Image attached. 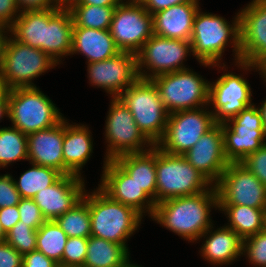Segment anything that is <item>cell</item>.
I'll list each match as a JSON object with an SVG mask.
<instances>
[{
    "instance_id": "1",
    "label": "cell",
    "mask_w": 266,
    "mask_h": 267,
    "mask_svg": "<svg viewBox=\"0 0 266 267\" xmlns=\"http://www.w3.org/2000/svg\"><path fill=\"white\" fill-rule=\"evenodd\" d=\"M218 209L215 185L208 190L190 196L168 199L157 203L152 220L188 242H197L214 224L211 208Z\"/></svg>"
},
{
    "instance_id": "2",
    "label": "cell",
    "mask_w": 266,
    "mask_h": 267,
    "mask_svg": "<svg viewBox=\"0 0 266 267\" xmlns=\"http://www.w3.org/2000/svg\"><path fill=\"white\" fill-rule=\"evenodd\" d=\"M232 24L224 17L202 12L199 8L194 21L191 34L192 55L204 67H218L222 70L225 64H221L222 54L230 43L234 49L235 63L241 61L240 51V17L239 13L232 20ZM221 64V65H220Z\"/></svg>"
},
{
    "instance_id": "3",
    "label": "cell",
    "mask_w": 266,
    "mask_h": 267,
    "mask_svg": "<svg viewBox=\"0 0 266 267\" xmlns=\"http://www.w3.org/2000/svg\"><path fill=\"white\" fill-rule=\"evenodd\" d=\"M87 191L83 199L89 205L91 236L127 245V239L139 229L143 216L134 208L112 200L99 187L91 194Z\"/></svg>"
},
{
    "instance_id": "4",
    "label": "cell",
    "mask_w": 266,
    "mask_h": 267,
    "mask_svg": "<svg viewBox=\"0 0 266 267\" xmlns=\"http://www.w3.org/2000/svg\"><path fill=\"white\" fill-rule=\"evenodd\" d=\"M8 36L4 44L0 68V84L8 90L36 87L32 82L33 79L59 65L44 51Z\"/></svg>"
},
{
    "instance_id": "5",
    "label": "cell",
    "mask_w": 266,
    "mask_h": 267,
    "mask_svg": "<svg viewBox=\"0 0 266 267\" xmlns=\"http://www.w3.org/2000/svg\"><path fill=\"white\" fill-rule=\"evenodd\" d=\"M212 184L183 155H172L156 146V204L195 195Z\"/></svg>"
},
{
    "instance_id": "6",
    "label": "cell",
    "mask_w": 266,
    "mask_h": 267,
    "mask_svg": "<svg viewBox=\"0 0 266 267\" xmlns=\"http://www.w3.org/2000/svg\"><path fill=\"white\" fill-rule=\"evenodd\" d=\"M8 112L12 126L26 135L51 128L64 118L37 86L9 90Z\"/></svg>"
},
{
    "instance_id": "7",
    "label": "cell",
    "mask_w": 266,
    "mask_h": 267,
    "mask_svg": "<svg viewBox=\"0 0 266 267\" xmlns=\"http://www.w3.org/2000/svg\"><path fill=\"white\" fill-rule=\"evenodd\" d=\"M118 98L129 109L143 135L156 145L164 136L168 113L154 82L139 78Z\"/></svg>"
},
{
    "instance_id": "8",
    "label": "cell",
    "mask_w": 266,
    "mask_h": 267,
    "mask_svg": "<svg viewBox=\"0 0 266 267\" xmlns=\"http://www.w3.org/2000/svg\"><path fill=\"white\" fill-rule=\"evenodd\" d=\"M167 113L198 109L209 105V83L187 68L152 79Z\"/></svg>"
},
{
    "instance_id": "9",
    "label": "cell",
    "mask_w": 266,
    "mask_h": 267,
    "mask_svg": "<svg viewBox=\"0 0 266 267\" xmlns=\"http://www.w3.org/2000/svg\"><path fill=\"white\" fill-rule=\"evenodd\" d=\"M207 109L204 106L168 114L164 136L156 146L168 154L184 155L216 125L213 113Z\"/></svg>"
},
{
    "instance_id": "10",
    "label": "cell",
    "mask_w": 266,
    "mask_h": 267,
    "mask_svg": "<svg viewBox=\"0 0 266 267\" xmlns=\"http://www.w3.org/2000/svg\"><path fill=\"white\" fill-rule=\"evenodd\" d=\"M110 108L105 123L107 151L104 161L114 160L127 153H140L154 145L139 130L133 115L118 98L110 100Z\"/></svg>"
},
{
    "instance_id": "11",
    "label": "cell",
    "mask_w": 266,
    "mask_h": 267,
    "mask_svg": "<svg viewBox=\"0 0 266 267\" xmlns=\"http://www.w3.org/2000/svg\"><path fill=\"white\" fill-rule=\"evenodd\" d=\"M241 61L244 71H259L266 65V0H252L239 12Z\"/></svg>"
},
{
    "instance_id": "12",
    "label": "cell",
    "mask_w": 266,
    "mask_h": 267,
    "mask_svg": "<svg viewBox=\"0 0 266 267\" xmlns=\"http://www.w3.org/2000/svg\"><path fill=\"white\" fill-rule=\"evenodd\" d=\"M224 152L229 162H241L247 155L266 144L261 113L254 104L221 124Z\"/></svg>"
},
{
    "instance_id": "13",
    "label": "cell",
    "mask_w": 266,
    "mask_h": 267,
    "mask_svg": "<svg viewBox=\"0 0 266 267\" xmlns=\"http://www.w3.org/2000/svg\"><path fill=\"white\" fill-rule=\"evenodd\" d=\"M191 52L190 41L153 34L136 54L139 78L152 80L161 74L187 69L183 60Z\"/></svg>"
},
{
    "instance_id": "14",
    "label": "cell",
    "mask_w": 266,
    "mask_h": 267,
    "mask_svg": "<svg viewBox=\"0 0 266 267\" xmlns=\"http://www.w3.org/2000/svg\"><path fill=\"white\" fill-rule=\"evenodd\" d=\"M121 52L137 54L153 35V16L138 0L116 6L109 29Z\"/></svg>"
},
{
    "instance_id": "15",
    "label": "cell",
    "mask_w": 266,
    "mask_h": 267,
    "mask_svg": "<svg viewBox=\"0 0 266 267\" xmlns=\"http://www.w3.org/2000/svg\"><path fill=\"white\" fill-rule=\"evenodd\" d=\"M218 205L266 208V186L240 162H230L215 184Z\"/></svg>"
},
{
    "instance_id": "16",
    "label": "cell",
    "mask_w": 266,
    "mask_h": 267,
    "mask_svg": "<svg viewBox=\"0 0 266 267\" xmlns=\"http://www.w3.org/2000/svg\"><path fill=\"white\" fill-rule=\"evenodd\" d=\"M233 72H223L215 82L209 83V107L214 109L213 119L222 124L232 119L252 103V91L247 79Z\"/></svg>"
},
{
    "instance_id": "17",
    "label": "cell",
    "mask_w": 266,
    "mask_h": 267,
    "mask_svg": "<svg viewBox=\"0 0 266 267\" xmlns=\"http://www.w3.org/2000/svg\"><path fill=\"white\" fill-rule=\"evenodd\" d=\"M87 64L91 86L104 89L112 98L118 97L139 79L137 55L133 53L120 52L104 61Z\"/></svg>"
},
{
    "instance_id": "18",
    "label": "cell",
    "mask_w": 266,
    "mask_h": 267,
    "mask_svg": "<svg viewBox=\"0 0 266 267\" xmlns=\"http://www.w3.org/2000/svg\"><path fill=\"white\" fill-rule=\"evenodd\" d=\"M98 186L112 200L134 208L142 216L151 218L156 203L114 160L104 161Z\"/></svg>"
},
{
    "instance_id": "19",
    "label": "cell",
    "mask_w": 266,
    "mask_h": 267,
    "mask_svg": "<svg viewBox=\"0 0 266 267\" xmlns=\"http://www.w3.org/2000/svg\"><path fill=\"white\" fill-rule=\"evenodd\" d=\"M212 185L230 163L224 152V135L221 124L201 136L199 141L183 155Z\"/></svg>"
},
{
    "instance_id": "20",
    "label": "cell",
    "mask_w": 266,
    "mask_h": 267,
    "mask_svg": "<svg viewBox=\"0 0 266 267\" xmlns=\"http://www.w3.org/2000/svg\"><path fill=\"white\" fill-rule=\"evenodd\" d=\"M84 181L76 175H62L32 198L46 221L55 220L83 199L86 191Z\"/></svg>"
},
{
    "instance_id": "21",
    "label": "cell",
    "mask_w": 266,
    "mask_h": 267,
    "mask_svg": "<svg viewBox=\"0 0 266 267\" xmlns=\"http://www.w3.org/2000/svg\"><path fill=\"white\" fill-rule=\"evenodd\" d=\"M64 118L55 126L27 135L30 164L51 167L64 175Z\"/></svg>"
},
{
    "instance_id": "22",
    "label": "cell",
    "mask_w": 266,
    "mask_h": 267,
    "mask_svg": "<svg viewBox=\"0 0 266 267\" xmlns=\"http://www.w3.org/2000/svg\"><path fill=\"white\" fill-rule=\"evenodd\" d=\"M73 19L66 6L45 9V53L56 63L71 54Z\"/></svg>"
},
{
    "instance_id": "23",
    "label": "cell",
    "mask_w": 266,
    "mask_h": 267,
    "mask_svg": "<svg viewBox=\"0 0 266 267\" xmlns=\"http://www.w3.org/2000/svg\"><path fill=\"white\" fill-rule=\"evenodd\" d=\"M199 3V1L184 2L154 13L153 34L190 41L193 21L200 8Z\"/></svg>"
},
{
    "instance_id": "24",
    "label": "cell",
    "mask_w": 266,
    "mask_h": 267,
    "mask_svg": "<svg viewBox=\"0 0 266 267\" xmlns=\"http://www.w3.org/2000/svg\"><path fill=\"white\" fill-rule=\"evenodd\" d=\"M73 124L68 123L67 119L64 118V175L81 177L83 166L92 156L93 141L87 125Z\"/></svg>"
},
{
    "instance_id": "25",
    "label": "cell",
    "mask_w": 266,
    "mask_h": 267,
    "mask_svg": "<svg viewBox=\"0 0 266 267\" xmlns=\"http://www.w3.org/2000/svg\"><path fill=\"white\" fill-rule=\"evenodd\" d=\"M211 226L203 235L205 238L201 246V257L213 265H228L238 261L242 255L243 240L231 228L220 226L212 231ZM207 236V237H206ZM238 258V259H237Z\"/></svg>"
},
{
    "instance_id": "26",
    "label": "cell",
    "mask_w": 266,
    "mask_h": 267,
    "mask_svg": "<svg viewBox=\"0 0 266 267\" xmlns=\"http://www.w3.org/2000/svg\"><path fill=\"white\" fill-rule=\"evenodd\" d=\"M109 30L74 26L71 54H83L87 63L104 61L119 54Z\"/></svg>"
},
{
    "instance_id": "27",
    "label": "cell",
    "mask_w": 266,
    "mask_h": 267,
    "mask_svg": "<svg viewBox=\"0 0 266 267\" xmlns=\"http://www.w3.org/2000/svg\"><path fill=\"white\" fill-rule=\"evenodd\" d=\"M114 161L156 203V145L145 152L120 155Z\"/></svg>"
},
{
    "instance_id": "28",
    "label": "cell",
    "mask_w": 266,
    "mask_h": 267,
    "mask_svg": "<svg viewBox=\"0 0 266 267\" xmlns=\"http://www.w3.org/2000/svg\"><path fill=\"white\" fill-rule=\"evenodd\" d=\"M129 253L128 245L90 236L83 267H127L132 262Z\"/></svg>"
},
{
    "instance_id": "29",
    "label": "cell",
    "mask_w": 266,
    "mask_h": 267,
    "mask_svg": "<svg viewBox=\"0 0 266 267\" xmlns=\"http://www.w3.org/2000/svg\"><path fill=\"white\" fill-rule=\"evenodd\" d=\"M228 219L225 225L242 239H246L265 229L266 208H252L245 205H218Z\"/></svg>"
},
{
    "instance_id": "30",
    "label": "cell",
    "mask_w": 266,
    "mask_h": 267,
    "mask_svg": "<svg viewBox=\"0 0 266 267\" xmlns=\"http://www.w3.org/2000/svg\"><path fill=\"white\" fill-rule=\"evenodd\" d=\"M8 33L15 40L45 52V9L20 12Z\"/></svg>"
},
{
    "instance_id": "31",
    "label": "cell",
    "mask_w": 266,
    "mask_h": 267,
    "mask_svg": "<svg viewBox=\"0 0 266 267\" xmlns=\"http://www.w3.org/2000/svg\"><path fill=\"white\" fill-rule=\"evenodd\" d=\"M29 168L21 174L19 180L14 179L16 189L21 198H33L39 191L54 184L63 174L58 170L31 164Z\"/></svg>"
},
{
    "instance_id": "32",
    "label": "cell",
    "mask_w": 266,
    "mask_h": 267,
    "mask_svg": "<svg viewBox=\"0 0 266 267\" xmlns=\"http://www.w3.org/2000/svg\"><path fill=\"white\" fill-rule=\"evenodd\" d=\"M68 236L54 221H45L37 229L36 250L62 267V257Z\"/></svg>"
},
{
    "instance_id": "33",
    "label": "cell",
    "mask_w": 266,
    "mask_h": 267,
    "mask_svg": "<svg viewBox=\"0 0 266 267\" xmlns=\"http://www.w3.org/2000/svg\"><path fill=\"white\" fill-rule=\"evenodd\" d=\"M73 25L83 28L109 30L116 6L65 5Z\"/></svg>"
},
{
    "instance_id": "34",
    "label": "cell",
    "mask_w": 266,
    "mask_h": 267,
    "mask_svg": "<svg viewBox=\"0 0 266 267\" xmlns=\"http://www.w3.org/2000/svg\"><path fill=\"white\" fill-rule=\"evenodd\" d=\"M28 161L27 135L17 128H0V168L15 161Z\"/></svg>"
},
{
    "instance_id": "35",
    "label": "cell",
    "mask_w": 266,
    "mask_h": 267,
    "mask_svg": "<svg viewBox=\"0 0 266 267\" xmlns=\"http://www.w3.org/2000/svg\"><path fill=\"white\" fill-rule=\"evenodd\" d=\"M54 221L66 233L68 238H88L91 236L89 205L84 199Z\"/></svg>"
},
{
    "instance_id": "36",
    "label": "cell",
    "mask_w": 266,
    "mask_h": 267,
    "mask_svg": "<svg viewBox=\"0 0 266 267\" xmlns=\"http://www.w3.org/2000/svg\"><path fill=\"white\" fill-rule=\"evenodd\" d=\"M37 230L18 221L7 233L5 241L22 255L36 250Z\"/></svg>"
},
{
    "instance_id": "37",
    "label": "cell",
    "mask_w": 266,
    "mask_h": 267,
    "mask_svg": "<svg viewBox=\"0 0 266 267\" xmlns=\"http://www.w3.org/2000/svg\"><path fill=\"white\" fill-rule=\"evenodd\" d=\"M242 255L255 267H266V229L243 240Z\"/></svg>"
},
{
    "instance_id": "38",
    "label": "cell",
    "mask_w": 266,
    "mask_h": 267,
    "mask_svg": "<svg viewBox=\"0 0 266 267\" xmlns=\"http://www.w3.org/2000/svg\"><path fill=\"white\" fill-rule=\"evenodd\" d=\"M87 244L88 238H68L63 252L62 267H83Z\"/></svg>"
},
{
    "instance_id": "39",
    "label": "cell",
    "mask_w": 266,
    "mask_h": 267,
    "mask_svg": "<svg viewBox=\"0 0 266 267\" xmlns=\"http://www.w3.org/2000/svg\"><path fill=\"white\" fill-rule=\"evenodd\" d=\"M17 208L20 214L19 221L32 229L37 230L46 221L39 206L31 198H21Z\"/></svg>"
},
{
    "instance_id": "40",
    "label": "cell",
    "mask_w": 266,
    "mask_h": 267,
    "mask_svg": "<svg viewBox=\"0 0 266 267\" xmlns=\"http://www.w3.org/2000/svg\"><path fill=\"white\" fill-rule=\"evenodd\" d=\"M240 163L266 186V144L247 155Z\"/></svg>"
},
{
    "instance_id": "41",
    "label": "cell",
    "mask_w": 266,
    "mask_h": 267,
    "mask_svg": "<svg viewBox=\"0 0 266 267\" xmlns=\"http://www.w3.org/2000/svg\"><path fill=\"white\" fill-rule=\"evenodd\" d=\"M21 197L10 174L0 175V208L17 205Z\"/></svg>"
},
{
    "instance_id": "42",
    "label": "cell",
    "mask_w": 266,
    "mask_h": 267,
    "mask_svg": "<svg viewBox=\"0 0 266 267\" xmlns=\"http://www.w3.org/2000/svg\"><path fill=\"white\" fill-rule=\"evenodd\" d=\"M23 255L6 241L0 242V267H22Z\"/></svg>"
},
{
    "instance_id": "43",
    "label": "cell",
    "mask_w": 266,
    "mask_h": 267,
    "mask_svg": "<svg viewBox=\"0 0 266 267\" xmlns=\"http://www.w3.org/2000/svg\"><path fill=\"white\" fill-rule=\"evenodd\" d=\"M19 13L16 0H0V26L9 29Z\"/></svg>"
},
{
    "instance_id": "44",
    "label": "cell",
    "mask_w": 266,
    "mask_h": 267,
    "mask_svg": "<svg viewBox=\"0 0 266 267\" xmlns=\"http://www.w3.org/2000/svg\"><path fill=\"white\" fill-rule=\"evenodd\" d=\"M22 267H60L58 263L48 258L38 250L23 255Z\"/></svg>"
},
{
    "instance_id": "45",
    "label": "cell",
    "mask_w": 266,
    "mask_h": 267,
    "mask_svg": "<svg viewBox=\"0 0 266 267\" xmlns=\"http://www.w3.org/2000/svg\"><path fill=\"white\" fill-rule=\"evenodd\" d=\"M20 12L59 8L56 0H16Z\"/></svg>"
},
{
    "instance_id": "46",
    "label": "cell",
    "mask_w": 266,
    "mask_h": 267,
    "mask_svg": "<svg viewBox=\"0 0 266 267\" xmlns=\"http://www.w3.org/2000/svg\"><path fill=\"white\" fill-rule=\"evenodd\" d=\"M19 218L17 205L0 208V223L5 233L19 221Z\"/></svg>"
},
{
    "instance_id": "47",
    "label": "cell",
    "mask_w": 266,
    "mask_h": 267,
    "mask_svg": "<svg viewBox=\"0 0 266 267\" xmlns=\"http://www.w3.org/2000/svg\"><path fill=\"white\" fill-rule=\"evenodd\" d=\"M138 1L151 15H153L154 13L167 9L168 7H171L173 5L189 1H199V0H138Z\"/></svg>"
},
{
    "instance_id": "48",
    "label": "cell",
    "mask_w": 266,
    "mask_h": 267,
    "mask_svg": "<svg viewBox=\"0 0 266 267\" xmlns=\"http://www.w3.org/2000/svg\"><path fill=\"white\" fill-rule=\"evenodd\" d=\"M123 0H71L66 5L118 6Z\"/></svg>"
},
{
    "instance_id": "49",
    "label": "cell",
    "mask_w": 266,
    "mask_h": 267,
    "mask_svg": "<svg viewBox=\"0 0 266 267\" xmlns=\"http://www.w3.org/2000/svg\"><path fill=\"white\" fill-rule=\"evenodd\" d=\"M8 96L9 90L0 84V120L6 116H9L8 112Z\"/></svg>"
},
{
    "instance_id": "50",
    "label": "cell",
    "mask_w": 266,
    "mask_h": 267,
    "mask_svg": "<svg viewBox=\"0 0 266 267\" xmlns=\"http://www.w3.org/2000/svg\"><path fill=\"white\" fill-rule=\"evenodd\" d=\"M8 34V29L0 26V68L2 63L3 48Z\"/></svg>"
},
{
    "instance_id": "51",
    "label": "cell",
    "mask_w": 266,
    "mask_h": 267,
    "mask_svg": "<svg viewBox=\"0 0 266 267\" xmlns=\"http://www.w3.org/2000/svg\"><path fill=\"white\" fill-rule=\"evenodd\" d=\"M263 103L261 104V106L258 107L260 113H261V118L263 121V125L266 131V99L264 101H262Z\"/></svg>"
},
{
    "instance_id": "52",
    "label": "cell",
    "mask_w": 266,
    "mask_h": 267,
    "mask_svg": "<svg viewBox=\"0 0 266 267\" xmlns=\"http://www.w3.org/2000/svg\"><path fill=\"white\" fill-rule=\"evenodd\" d=\"M6 233L3 231L1 223H0V242L5 241Z\"/></svg>"
},
{
    "instance_id": "53",
    "label": "cell",
    "mask_w": 266,
    "mask_h": 267,
    "mask_svg": "<svg viewBox=\"0 0 266 267\" xmlns=\"http://www.w3.org/2000/svg\"><path fill=\"white\" fill-rule=\"evenodd\" d=\"M59 4H61V5H66L69 1H71V0H56Z\"/></svg>"
},
{
    "instance_id": "54",
    "label": "cell",
    "mask_w": 266,
    "mask_h": 267,
    "mask_svg": "<svg viewBox=\"0 0 266 267\" xmlns=\"http://www.w3.org/2000/svg\"><path fill=\"white\" fill-rule=\"evenodd\" d=\"M127 267H142V266L135 263H130Z\"/></svg>"
},
{
    "instance_id": "55",
    "label": "cell",
    "mask_w": 266,
    "mask_h": 267,
    "mask_svg": "<svg viewBox=\"0 0 266 267\" xmlns=\"http://www.w3.org/2000/svg\"><path fill=\"white\" fill-rule=\"evenodd\" d=\"M265 229H266V211H265Z\"/></svg>"
}]
</instances>
